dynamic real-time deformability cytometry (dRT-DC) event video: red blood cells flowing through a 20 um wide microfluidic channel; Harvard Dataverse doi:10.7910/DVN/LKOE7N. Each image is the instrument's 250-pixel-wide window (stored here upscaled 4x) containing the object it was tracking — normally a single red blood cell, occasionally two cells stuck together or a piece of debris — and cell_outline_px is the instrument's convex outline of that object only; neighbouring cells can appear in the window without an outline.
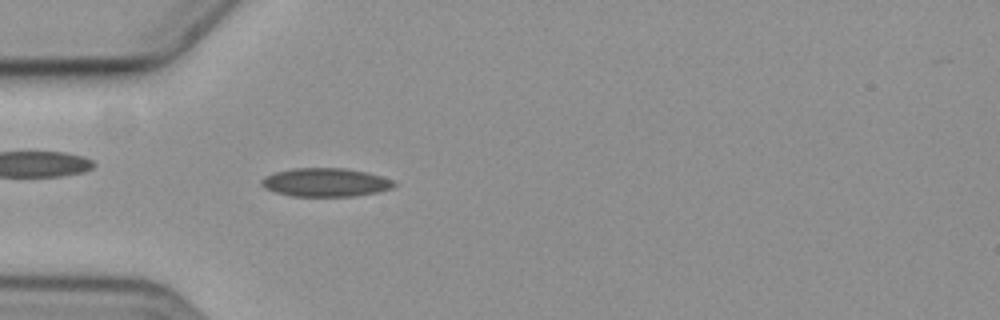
{"species": "common noctule bat (a hibernating species)", "species_latin": "Nyctalus noctula", "temperature_condition": "cold", "stored_images_in_passage": 2, "camera_frame_rate_fps": 3000, "um_per_image_px": 0.085, "animal": {"sex": "female", "body_mass_g": 19.3, "forearm_length_mm": 54.1}, "frame": {"image": 1, "passage_image": 2, "time_ms": 1.0, "image_size_px": [1000, 320], "cell_outline_px": [[396, 184], [392, 188], [380, 192], [356, 196], [292, 196], [276, 192], [264, 188], [260, 184], [260, 180], [264, 176], [276, 172], [292, 168], [344, 168], [368, 172], [392, 180]], "centroid_in_image_um": [27.66, 15.5], "position_along_channel_um": 57.3, "area_um2": 22.14}}